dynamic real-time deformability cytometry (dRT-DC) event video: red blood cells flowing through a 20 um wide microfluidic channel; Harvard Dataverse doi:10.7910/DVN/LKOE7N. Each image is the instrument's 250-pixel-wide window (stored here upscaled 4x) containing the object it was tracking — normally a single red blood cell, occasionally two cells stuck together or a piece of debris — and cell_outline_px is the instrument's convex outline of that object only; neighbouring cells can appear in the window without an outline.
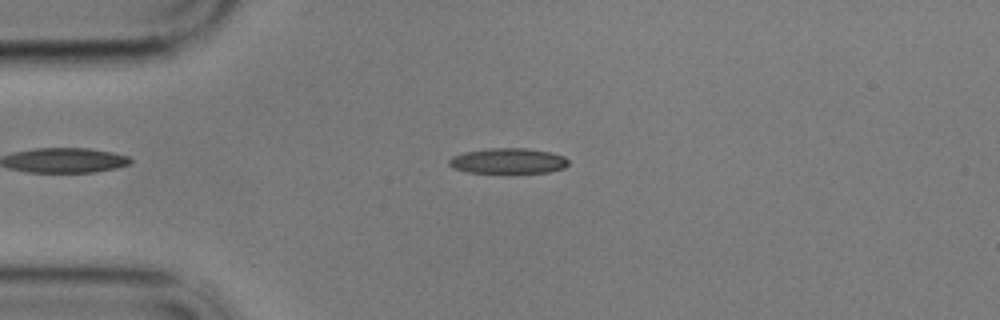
{"species": "common noctule bat (a hibernating species)", "species_latin": "Nyctalus noctula", "temperature_condition": "cold", "stored_images_in_passage": 57, "camera_frame_rate_fps": 3000, "um_per_image_px": 0.085, "animal": {"sex": "male", "body_mass_g": 17.9}, "frame": {"image": 1, "passage_image": 13, "time_ms": 4.0, "image_size_px": [1000, 320], "cell_outline_px": [[568, 164], [564, 168], [548, 172], [512, 176], [468, 172], [452, 168], [448, 164], [448, 160], [452, 156], [464, 152], [488, 148], [524, 148], [548, 152], [564, 156], [568, 160]], "centroid_in_image_um": [43.16, 13.73], "position_along_channel_um": 41.8, "area_um2": 18.67}}
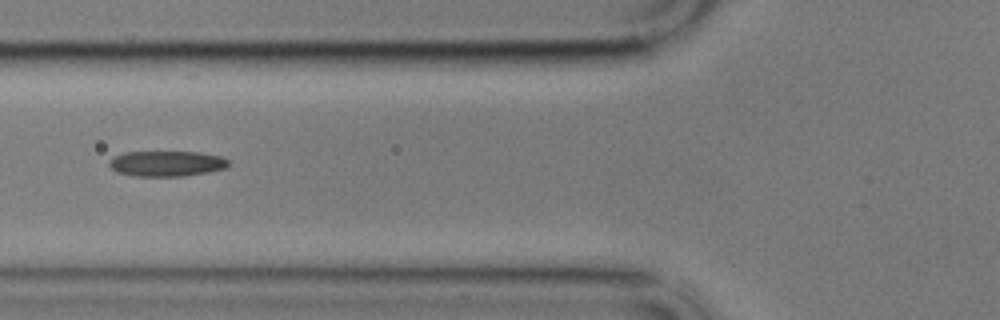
{"frame": {"image": 2, "passage_image": 21, "time_ms": 6.667, "image_size_px": [1000, 320], "cell_outline_px": [[228, 168], [208, 172], [180, 176], [136, 176], [116, 172], [108, 164], [108, 160], [124, 152], [200, 152], [224, 156], [228, 160]], "centroid_in_image_um": [14.19, 13.9], "position_along_channel_um": 111.6, "area_um2": 17.8}}
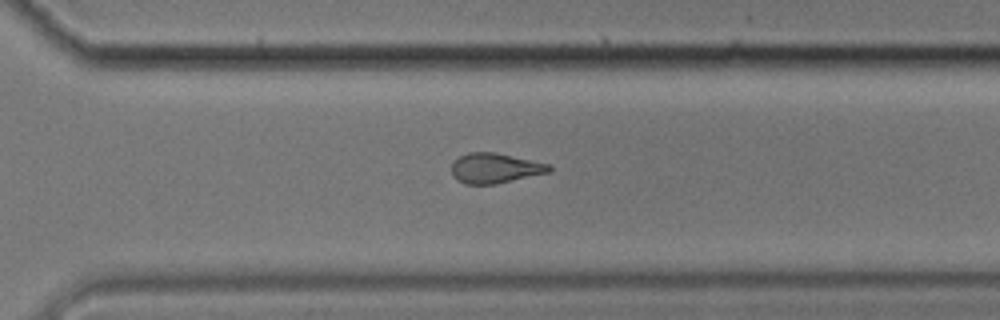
{"frame": {"image": 3, "passage_image": 40, "time_ms": 13.0, "image_size_px": [1000, 320], "cell_outline_px": [[552, 172], [496, 184], [464, 184], [456, 180], [452, 176], [452, 164], [460, 156], [468, 152], [496, 152], [552, 164]], "centroid_in_image_um": [42.12, 14.3], "position_along_channel_um": 328.5, "area_um2": 17.4}, "authors_computed_cell_mechanics": {"area_um2": 17.6868, "velocity_mm_per_s": 3.4251, "shape_relaxation_time_tau1_ms": null, "shape_relaxation_time_tau2_ms": 7.0814, "deformation_change_tau1": null, "deformation_change_tau2": 0.1683}}